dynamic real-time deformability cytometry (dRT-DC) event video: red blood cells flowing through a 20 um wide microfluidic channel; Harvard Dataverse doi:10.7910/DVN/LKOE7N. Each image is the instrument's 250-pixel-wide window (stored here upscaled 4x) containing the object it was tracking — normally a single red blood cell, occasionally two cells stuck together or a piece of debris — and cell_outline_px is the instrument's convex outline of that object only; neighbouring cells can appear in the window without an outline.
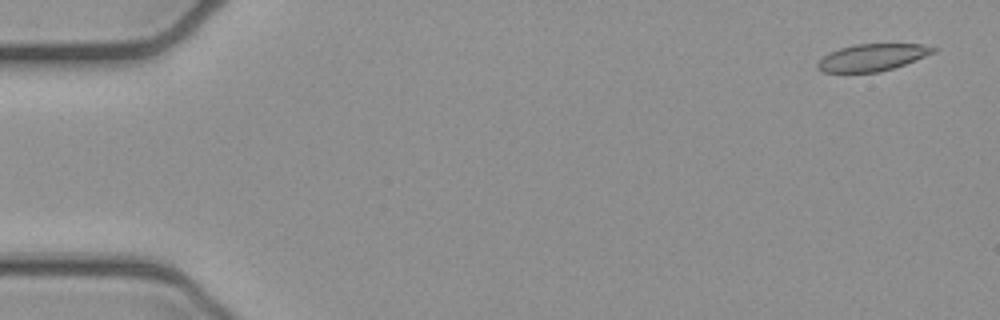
{"species": "common noctule bat (a hibernating species)", "species_latin": "Nyctalus noctula", "temperature_condition": "cold", "stored_images_in_passage": 5, "camera_frame_rate_fps": 3000, "um_per_image_px": 0.085, "animal": {"sex": "female", "body_mass_g": 21.9}, "frame": {"image": 1, "passage_image": 1, "time_ms": 0.0, "image_size_px": [1000, 320], "cell_outline_px": [[940, 48], [936, 52], [916, 60], [880, 72], [824, 72], [816, 68], [816, 64], [824, 56], [840, 48], [856, 44], [924, 44]], "centroid_in_image_um": [74.2, 4.87], "position_along_channel_um": 10.8, "area_um2": 18.15}}
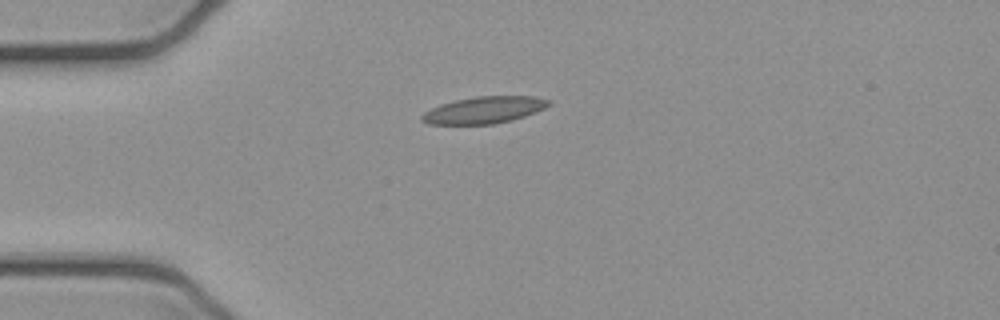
{"frame": {"image": 2, "passage_image": 4, "time_ms": 1.0, "image_size_px": [1000, 320], "cell_outline_px": [[552, 104], [536, 112], [512, 120], [492, 124], [428, 124], [420, 120], [420, 116], [424, 112], [440, 104], [456, 100], [476, 96], [536, 96], [552, 100]], "centroid_in_image_um": [41.17, 9.34], "position_along_channel_um": 43.8, "area_um2": 19.94}}